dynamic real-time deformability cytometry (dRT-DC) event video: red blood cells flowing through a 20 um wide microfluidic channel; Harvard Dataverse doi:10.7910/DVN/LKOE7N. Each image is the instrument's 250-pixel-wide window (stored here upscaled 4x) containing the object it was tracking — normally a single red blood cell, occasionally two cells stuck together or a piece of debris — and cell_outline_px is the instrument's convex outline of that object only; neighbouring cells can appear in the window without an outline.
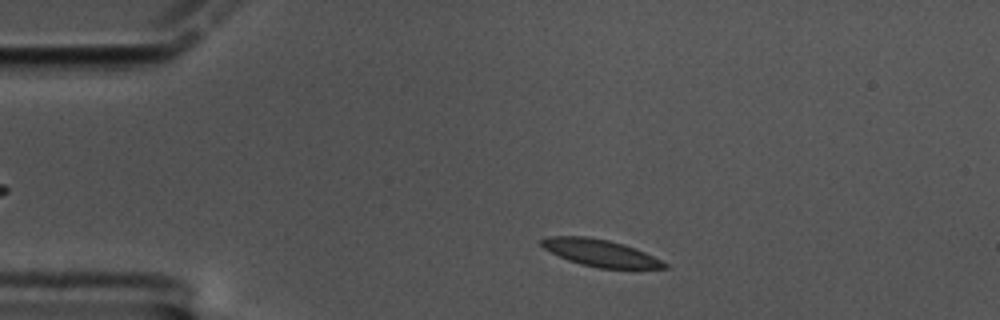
{"species": "common noctule bat (a hibernating species)", "species_latin": "Nyctalus noctula", "temperature_condition": "cold", "stored_images_in_passage": 54, "camera_frame_rate_fps": 3000, "um_per_image_px": 0.085, "animal": {"sex": "male", "body_mass_g": 17.5, "forearm_length_mm": 52.3}, "frame": {"image": 1, "passage_image": 5, "time_ms": 1.333, "image_size_px": [1000, 320], "cell_outline_px": [[668, 268], [600, 268], [580, 264], [568, 260], [544, 248], [540, 244], [540, 240], [548, 236], [588, 236], [608, 240], [624, 244], [636, 248], [668, 264]], "centroid_in_image_um": [51.01, 21.49], "position_along_channel_um": 34.0, "area_um2": 19.13}}
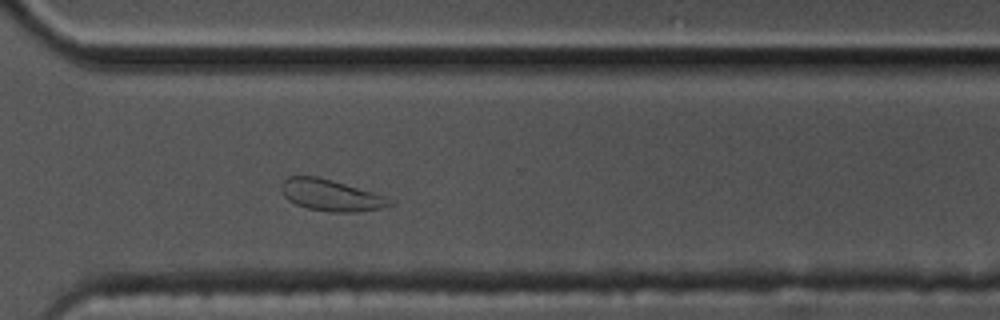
{"frame": {"image": 2, "passage_image": 37, "time_ms": 12.0, "image_size_px": [1000, 320], "cell_outline_px": [[396, 200], [392, 204], [380, 208], [356, 212], [332, 212], [308, 208], [296, 204], [288, 200], [284, 196], [280, 188], [280, 184], [288, 176], [320, 176], [388, 196]], "centroid_in_image_um": [28.15, 16.58], "position_along_channel_um": 342.4, "area_um2": 20.17}}
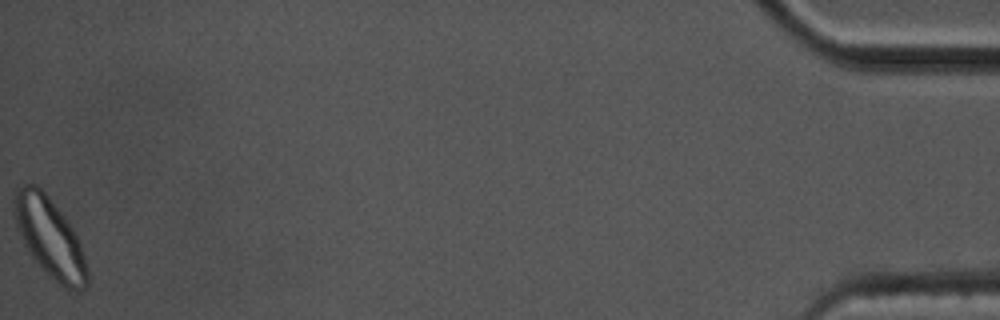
{"frame": {"image": 3, "passage_image": 54, "time_ms": 17.667, "image_size_px": [1000, 320], "cell_outline_px": [[88, 284], [84, 288], [76, 292], [64, 288], [32, 256], [16, 224], [12, 200], [16, 192], [24, 184], [36, 184], [48, 196], [68, 220], [80, 244], [88, 268]], "centroid_in_image_um": [4.26, 20.18], "position_along_channel_um": 430.9, "area_um2": 33.0}, "authors_computed_cell_mechanics": {"area_um2": 19.9121, "velocity_mm_per_s": 3.2925, "shape_relaxation_time_tau1_ms": 5.0724, "shape_relaxation_time_tau2_ms": 1.4986, "deformation_change_tau1": 0.1228, "deformation_change_tau2": 0.0538}}